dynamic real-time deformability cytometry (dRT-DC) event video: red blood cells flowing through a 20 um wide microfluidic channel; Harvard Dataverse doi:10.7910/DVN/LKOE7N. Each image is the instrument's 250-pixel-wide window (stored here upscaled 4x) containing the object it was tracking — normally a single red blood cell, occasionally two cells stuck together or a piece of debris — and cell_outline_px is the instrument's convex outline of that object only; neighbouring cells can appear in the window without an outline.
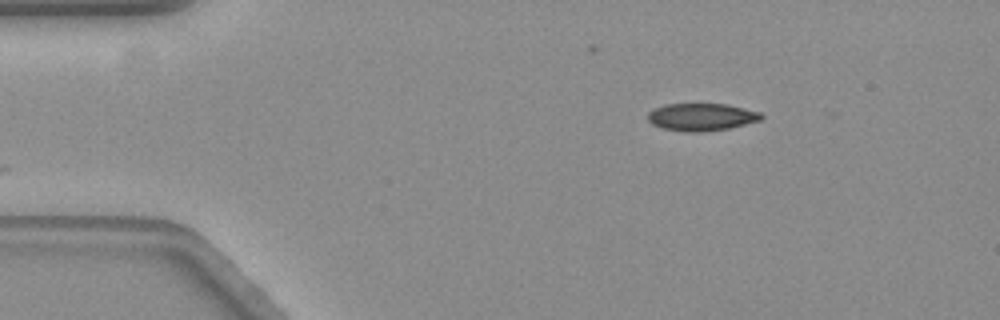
{"species": "common noctule bat (a hibernating species)", "species_latin": "Nyctalus noctula", "temperature_condition": "warm", "stored_images_in_passage": 45, "camera_frame_rate_fps": 3000, "um_per_image_px": 0.085, "animal": {"sex": "female", "body_mass_g": 19.3, "forearm_length_mm": 54.1}, "frame": {"image": 1, "passage_image": 1, "time_ms": 0.0, "image_size_px": [1000, 320], "cell_outline_px": [[764, 116], [760, 120], [728, 128], [696, 132], [688, 132], [664, 128], [652, 124], [648, 120], [648, 112], [664, 104], [728, 104], [760, 112]], "centroid_in_image_um": [59.62, 9.93], "position_along_channel_um": 25.4, "area_um2": 17.92}}
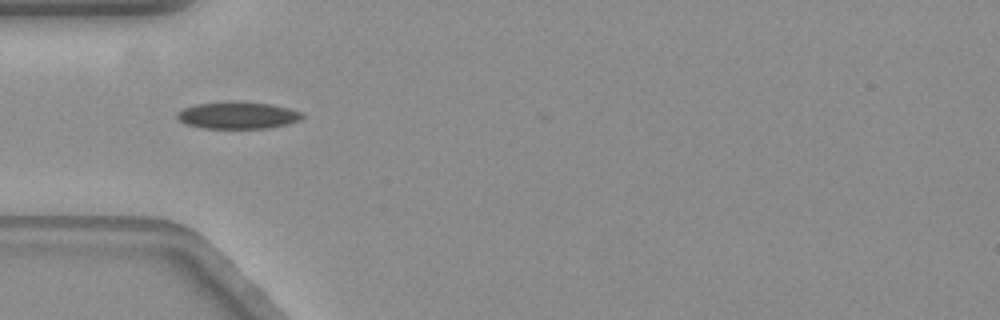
{"frame": {"image": 2, "passage_image": 10, "time_ms": 3.0, "image_size_px": [1000, 320], "cell_outline_px": [[304, 116], [300, 120], [268, 128], [200, 128], [184, 124], [176, 116], [176, 112], [184, 108], [196, 104], [228, 100], [240, 100], [272, 104], [304, 112]], "centroid_in_image_um": [20.19, 9.77], "position_along_channel_um": 64.8, "area_um2": 20.11}}
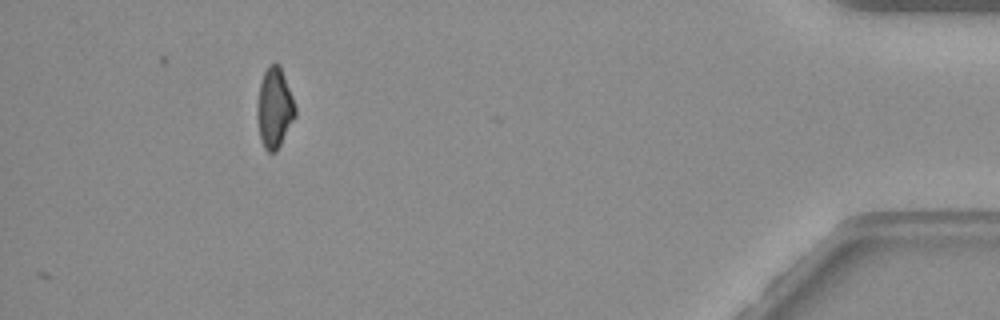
{"frame": {"image": 3, "passage_image": 45, "time_ms": 14.667, "image_size_px": [1000, 320], "cell_outline_px": [[296, 116], [276, 152], [268, 152], [264, 148], [260, 136], [256, 112], [256, 108], [260, 84], [264, 72], [268, 64], [280, 64], [292, 96], [296, 108]], "centroid_in_image_um": [23.33, 9.17], "position_along_channel_um": 411.9, "area_um2": 17.74}, "authors_computed_cell_mechanics": {"area_um2": 19.0162, "velocity_mm_per_s": 3.5349, "shape_relaxation_time_tau1_ms": null, "shape_relaxation_time_tau2_ms": 8.427, "deformation_change_tau1": null, "deformation_change_tau2": 0.1152}}